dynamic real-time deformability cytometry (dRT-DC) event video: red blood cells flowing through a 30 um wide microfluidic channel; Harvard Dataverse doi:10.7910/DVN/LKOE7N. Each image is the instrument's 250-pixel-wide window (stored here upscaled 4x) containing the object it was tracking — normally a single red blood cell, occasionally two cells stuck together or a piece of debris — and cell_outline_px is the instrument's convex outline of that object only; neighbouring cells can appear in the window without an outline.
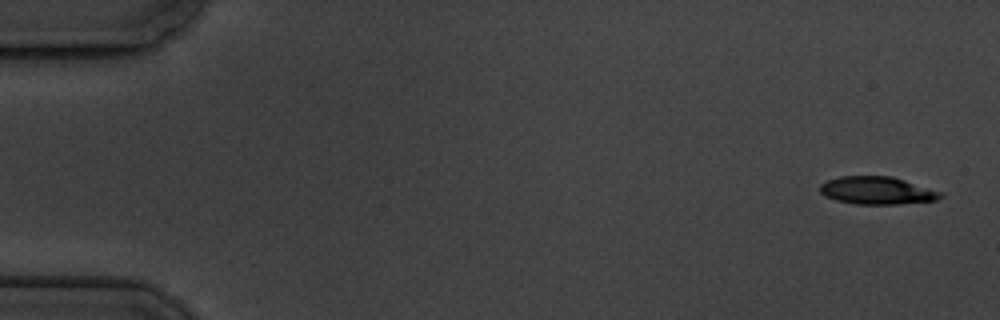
{"species": "common noctule bat (a hibernating species)", "species_latin": "Nyctalus noctula", "temperature_condition": "cold", "stored_images_in_passage": 15, "camera_frame_rate_fps": 3000, "um_per_image_px": 0.085, "animal": {"sex": "male", "body_mass_g": 19.5, "forearm_length_mm": 54.6}, "frame": {"image": 1, "passage_image": 1, "time_ms": 0.0, "image_size_px": [1000, 320], "cell_outline_px": [[944, 196], [936, 200], [900, 204], [856, 204], [836, 200], [824, 196], [820, 192], [820, 184], [828, 180], [840, 176], [892, 176], [944, 192]], "centroid_in_image_um": [74.57, 16.19], "position_along_channel_um": 10.4, "area_um2": 19.59}}
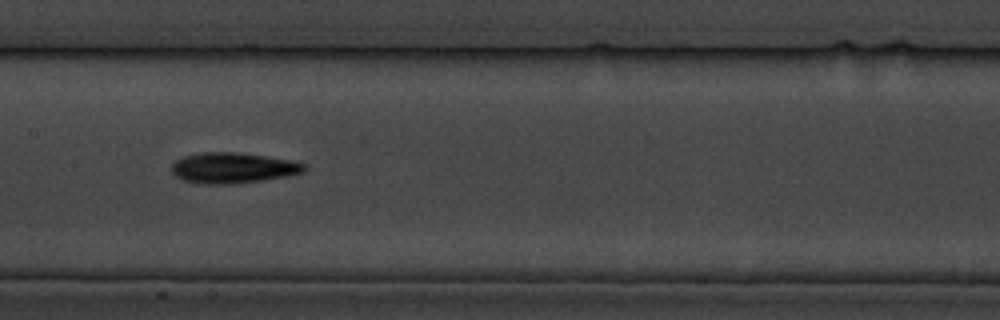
{"frame": {"image": 2, "passage_image": 8, "time_ms": 9.0, "image_size_px": [1000, 320], "cell_outline_px": [[308, 168], [304, 172], [284, 176], [260, 180], [232, 184], [204, 184], [184, 180], [176, 176], [172, 172], [172, 164], [176, 160], [184, 156], [204, 152], [240, 152], [268, 156], [292, 160], [308, 164]], "centroid_in_image_um": [19.84, 14.26], "position_along_channel_um": 187.6, "area_um2": 23.7}}
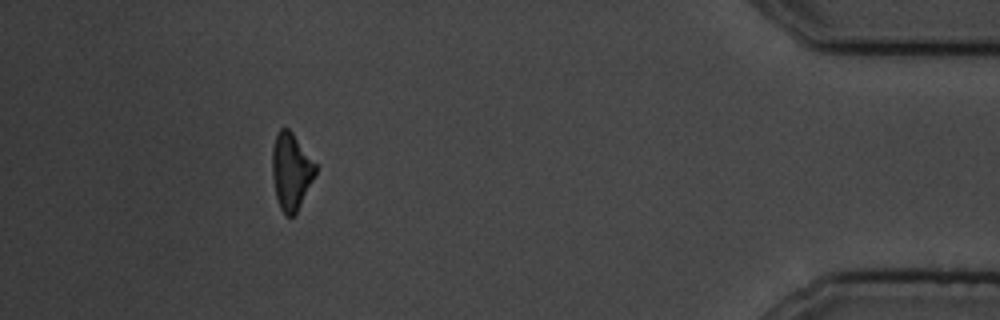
{"frame": {"image": 3, "passage_image": 14, "time_ms": 17.0, "image_size_px": [1000, 320], "cell_outline_px": [[316, 172], [296, 212], [292, 216], [284, 216], [280, 208], [276, 196], [272, 176], [272, 148], [276, 132], [280, 128], [288, 128], [292, 132], [316, 164]], "centroid_in_image_um": [24.71, 14.53], "position_along_channel_um": 410.5, "area_um2": 19.13}, "authors_computed_cell_mechanics": {"area_um2": 20.9236, "velocity_mm_per_s": 3.4557, "shape_relaxation_time_tau1_ms": 4.0754, "shape_relaxation_time_tau2_ms": null, "deformation_change_tau1": 0.0976, "deformation_change_tau2": null}}